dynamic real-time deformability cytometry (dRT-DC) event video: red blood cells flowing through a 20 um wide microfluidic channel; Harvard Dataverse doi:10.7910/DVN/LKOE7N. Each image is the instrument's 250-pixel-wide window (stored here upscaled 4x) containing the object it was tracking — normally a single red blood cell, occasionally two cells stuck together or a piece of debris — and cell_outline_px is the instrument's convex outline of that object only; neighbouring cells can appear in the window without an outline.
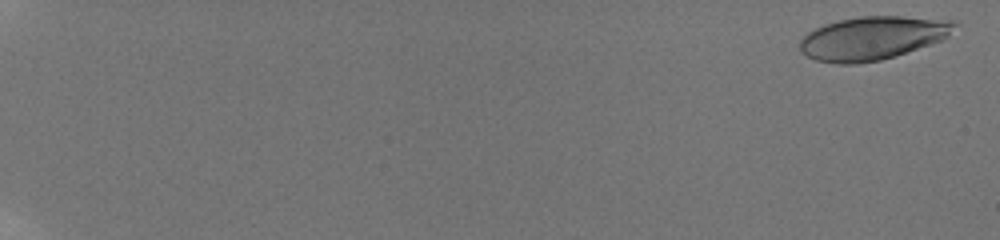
{"species": "human", "species_latin": "Homo sapiens", "temperature_condition": "room temperature", "stored_images_in_passage": 51, "camera_frame_rate_fps": 3000, "um_per_image_px": 0.085, "donor": {"sex": "male"}, "frame": {"image": 1, "passage_image": 2, "time_ms": 0.333, "image_size_px": [1000, 240], "cell_outline_px": [[960, 24], [944, 40], [880, 60], [856, 64], [840, 64], [816, 60], [800, 52], [800, 40], [808, 32], [824, 24], [840, 20], [860, 16], [900, 16], [956, 20]], "centroid_in_image_um": [74.21, 3.22], "position_along_channel_um": 10.8, "area_um2": 39.19}}
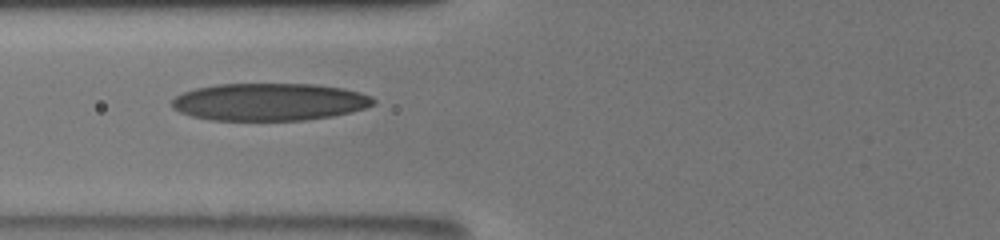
{"frame": {"image": 2, "passage_image": 21, "time_ms": 9.0, "image_size_px": [1000, 240], "cell_outline_px": [[376, 104], [352, 112], [332, 116], [304, 120], [212, 120], [192, 116], [180, 112], [172, 108], [172, 100], [176, 96], [184, 92], [196, 88], [216, 84], [312, 84], [344, 88], [360, 92], [372, 96], [376, 100]], "centroid_in_image_um": [22.93, 8.66], "position_along_channel_um": 102.9, "area_um2": 44.1}}
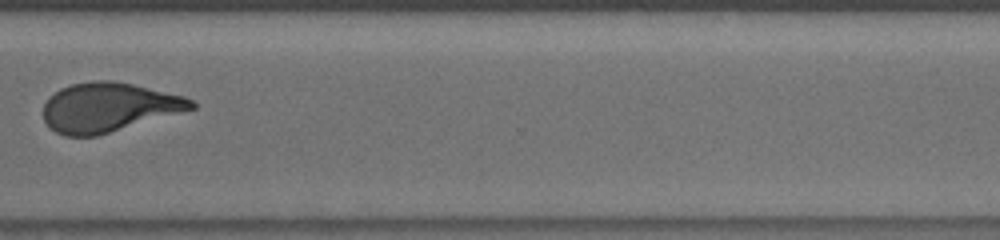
{"frame": {"image": 3, "passage_image": 46, "time_ms": 15.667, "image_size_px": [1000, 240], "cell_outline_px": [[196, 108], [96, 136], [64, 136], [56, 132], [44, 120], [44, 104], [60, 88], [72, 84], [92, 80], [108, 80], [132, 84], [184, 96], [192, 100], [196, 104]], "centroid_in_image_um": [9.24, 9.12], "position_along_channel_um": 361.4, "area_um2": 41.96}, "authors_computed_cell_mechanics": {"area_um2": 42.3674, "velocity_mm_per_s": 3.8726, "shape_relaxation_time_tau1_ms": 7.1487, "shape_relaxation_time_tau2_ms": 1.4864, "deformation_change_tau1": 0.2586, "deformation_change_tau2": 0.1011}}